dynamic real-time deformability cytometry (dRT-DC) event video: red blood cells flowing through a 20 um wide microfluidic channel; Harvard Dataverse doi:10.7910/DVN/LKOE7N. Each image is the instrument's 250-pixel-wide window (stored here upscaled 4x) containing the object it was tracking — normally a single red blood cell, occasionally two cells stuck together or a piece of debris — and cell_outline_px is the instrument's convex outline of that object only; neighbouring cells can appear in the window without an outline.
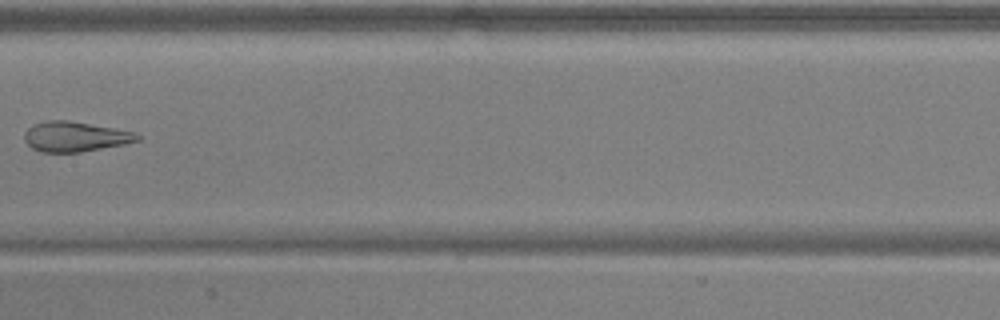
{"species": "common noctule bat (a hibernating species)", "species_latin": "Nyctalus noctula", "temperature_condition": "warm", "stored_images_in_passage": 7, "camera_frame_rate_fps": 3000, "um_per_image_px": 0.085, "animal": {"sex": "male", "body_mass_g": 17.9, "forearm_length_mm": 54.2}, "frame": {"image": 1, "passage_image": 6, "time_ms": 1.667, "image_size_px": [1000, 320], "cell_outline_px": [[140, 140], [124, 144], [80, 152], [40, 152], [32, 148], [24, 140], [24, 132], [32, 124], [44, 120], [68, 120], [136, 132], [140, 136]], "centroid_in_image_um": [6.35, 11.6], "position_along_channel_um": 201.0, "area_um2": 19.83}}